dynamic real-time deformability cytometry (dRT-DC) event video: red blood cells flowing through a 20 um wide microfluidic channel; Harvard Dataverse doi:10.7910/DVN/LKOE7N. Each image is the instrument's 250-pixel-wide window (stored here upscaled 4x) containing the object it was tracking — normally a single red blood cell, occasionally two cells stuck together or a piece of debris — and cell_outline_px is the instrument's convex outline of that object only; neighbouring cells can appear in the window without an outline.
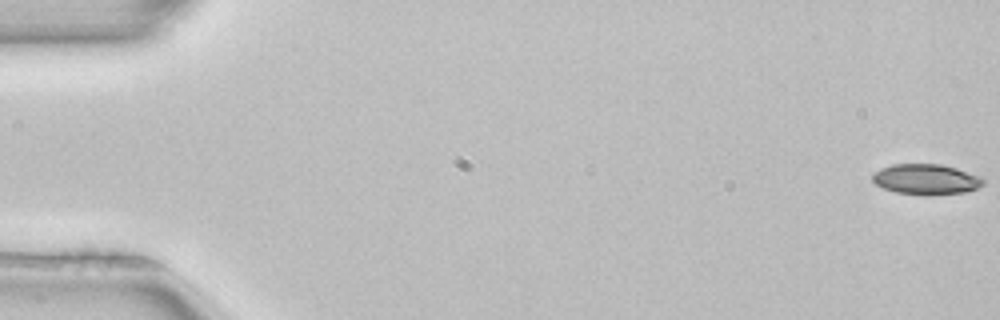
{"species": "common noctule bat (a hibernating species)", "species_latin": "Nyctalus noctula", "temperature_condition": "room temperature", "stored_images_in_passage": 52, "camera_frame_rate_fps": 3000, "um_per_image_px": 0.085, "animal": {"sex": "female", "body_mass_g": 22.7, "forearm_length_mm": 54.2}, "frame": {"image": 1, "passage_image": 1, "time_ms": 0.0, "image_size_px": [1000, 320], "cell_outline_px": [[984, 184], [968, 192], [932, 196], [924, 196], [896, 192], [884, 188], [876, 184], [872, 180], [872, 172], [880, 168], [892, 164], [940, 164], [956, 168], [980, 176], [984, 180]], "centroid_in_image_um": [78.71, 15.25], "position_along_channel_um": 6.3, "area_um2": 20.0}}
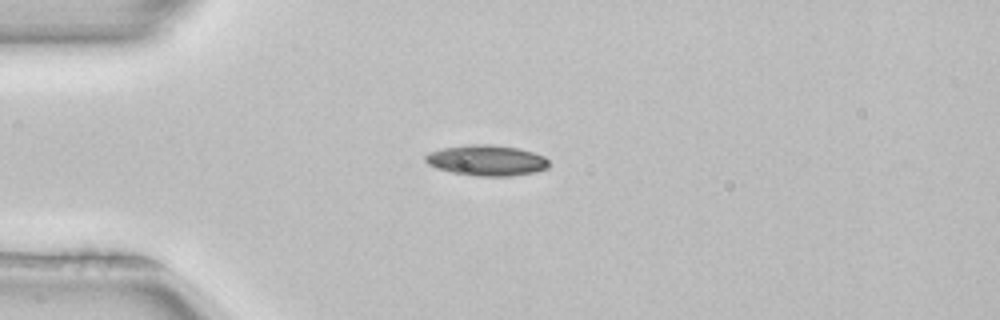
{"frame": {"image": 2, "passage_image": 14, "time_ms": 4.333, "image_size_px": [1000, 320], "cell_outline_px": [[548, 168], [536, 172], [508, 176], [476, 176], [452, 172], [436, 168], [428, 164], [424, 160], [424, 156], [428, 152], [444, 148], [468, 144], [492, 144], [520, 148], [544, 156], [548, 160]], "centroid_in_image_um": [41.36, 13.62], "position_along_channel_um": 43.6, "area_um2": 22.2}}
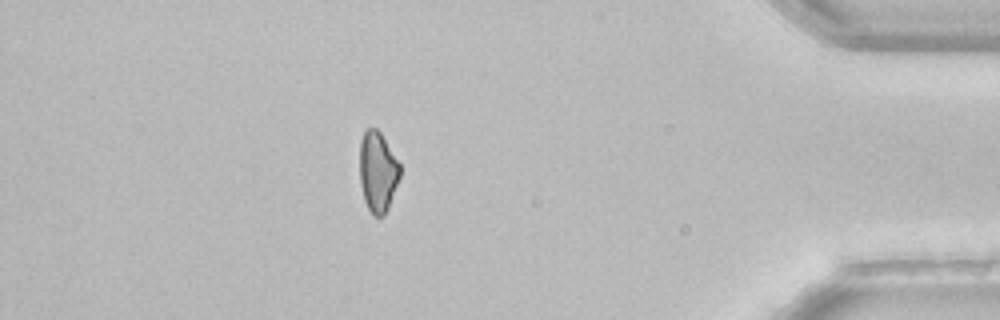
{"frame": {"image": 3, "passage_image": 46, "time_ms": 15.0, "image_size_px": [1000, 320], "cell_outline_px": [[400, 176], [388, 208], [384, 216], [372, 216], [364, 200], [360, 184], [360, 140], [364, 132], [368, 128], [376, 128], [380, 132], [400, 164]], "centroid_in_image_um": [32.1, 14.61], "position_along_channel_um": 403.1, "area_um2": 18.84}}